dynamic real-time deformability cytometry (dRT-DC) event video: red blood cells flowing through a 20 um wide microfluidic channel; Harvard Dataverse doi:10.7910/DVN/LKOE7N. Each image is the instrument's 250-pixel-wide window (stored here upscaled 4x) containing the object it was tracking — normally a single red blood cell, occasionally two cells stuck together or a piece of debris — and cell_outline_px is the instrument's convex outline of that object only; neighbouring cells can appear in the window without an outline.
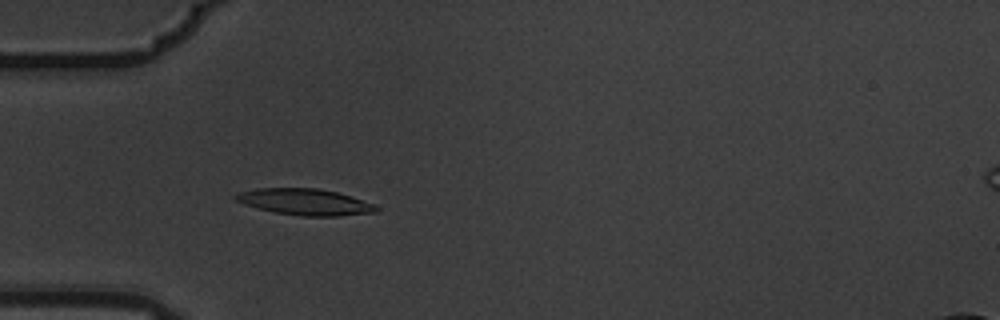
{"species": "common noctule bat (a hibernating species)", "species_latin": "Nyctalus noctula", "temperature_condition": "warm", "stored_images_in_passage": 6, "camera_frame_rate_fps": 3000, "um_per_image_px": 0.085, "animal": {"sex": "male", "body_mass_g": 19.5, "forearm_length_mm": 54.6}, "frame": {"image": 1, "passage_image": 6, "time_ms": 1.667, "image_size_px": [1000, 320], "cell_outline_px": [[380, 208], [376, 212], [336, 216], [300, 216], [276, 212], [244, 204], [236, 200], [232, 196], [240, 192], [256, 188], [316, 188], [336, 192], [376, 204]], "centroid_in_image_um": [25.94, 17.16], "position_along_channel_um": 59.1, "area_um2": 21.39}}